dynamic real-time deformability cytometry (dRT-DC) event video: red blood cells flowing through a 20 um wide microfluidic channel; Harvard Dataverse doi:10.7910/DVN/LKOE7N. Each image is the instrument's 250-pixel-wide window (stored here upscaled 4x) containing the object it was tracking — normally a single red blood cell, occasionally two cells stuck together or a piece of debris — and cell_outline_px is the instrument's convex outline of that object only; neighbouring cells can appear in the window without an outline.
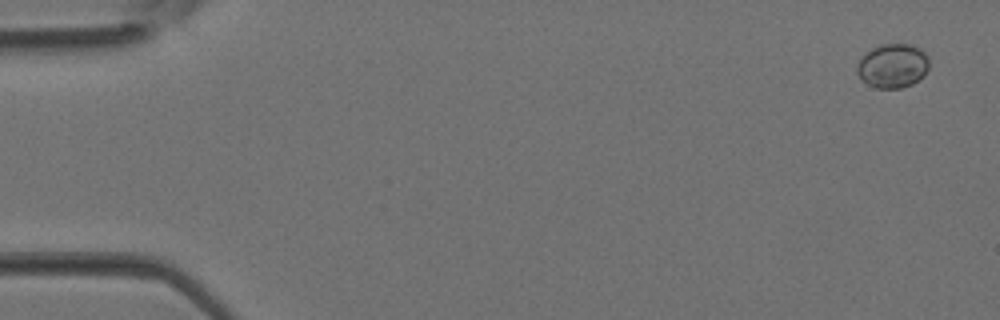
{"species": "Egyptian fruit bat (a non-hibernating species)", "species_latin": "Rousettus aegyptiacus", "temperature_condition": "room temperature", "stored_images_in_passage": 5, "camera_frame_rate_fps": 3000, "um_per_image_px": 0.085, "animal": {"sex": "female"}, "frame": {"image": 1, "passage_image": 1, "time_ms": 0.0, "image_size_px": [1000, 320], "cell_outline_px": [[928, 68], [924, 76], [920, 80], [912, 84], [900, 88], [876, 88], [868, 84], [856, 72], [856, 68], [860, 60], [872, 48], [880, 44], [908, 44], [920, 48], [928, 56]], "centroid_in_image_um": [75.91, 5.6], "position_along_channel_um": 9.1, "area_um2": 18.44}}
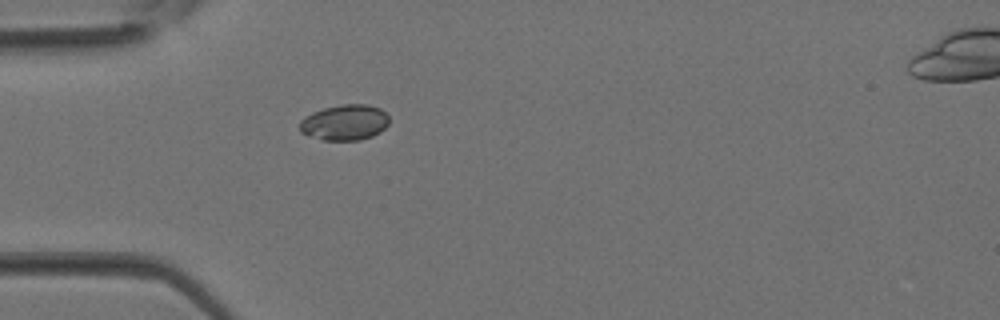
{"frame": {"image": 2, "passage_image": 4, "time_ms": 1.0, "image_size_px": [1000, 320], "cell_outline_px": [[388, 124], [380, 132], [372, 136], [360, 140], [324, 140], [308, 136], [300, 132], [300, 120], [304, 116], [312, 112], [324, 108], [344, 104], [364, 104], [380, 108], [388, 116]], "centroid_in_image_um": [29.27, 10.41], "position_along_channel_um": 55.7, "area_um2": 18.61}}